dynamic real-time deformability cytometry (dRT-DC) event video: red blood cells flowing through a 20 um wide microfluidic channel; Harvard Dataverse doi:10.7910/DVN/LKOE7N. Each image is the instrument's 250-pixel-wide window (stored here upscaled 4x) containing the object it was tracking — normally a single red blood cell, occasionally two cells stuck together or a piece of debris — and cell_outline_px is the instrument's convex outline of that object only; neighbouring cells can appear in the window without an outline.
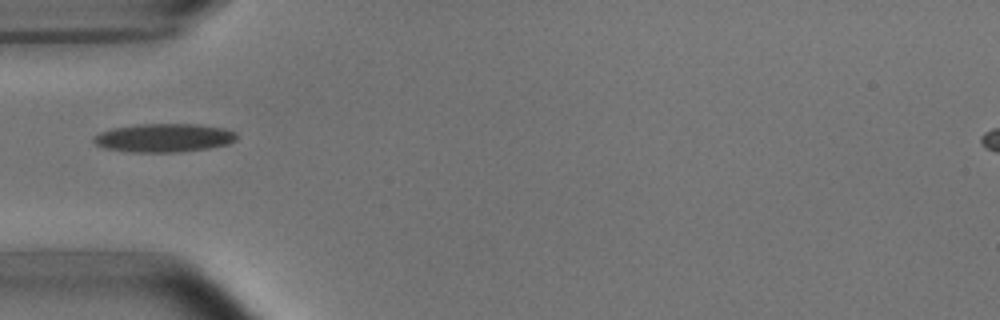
{"species": "common noctule bat (a hibernating species)", "species_latin": "Nyctalus noctula", "temperature_condition": "room temperature", "stored_images_in_passage": 4, "camera_frame_rate_fps": 3000, "um_per_image_px": 0.085, "animal": {"sex": "male", "body_mass_g": 15.6}, "frame": {"image": 1, "passage_image": 1, "time_ms": 0.0, "image_size_px": [1000, 320], "cell_outline_px": [[236, 140], [228, 144], [208, 148], [180, 152], [132, 152], [104, 148], [96, 144], [92, 140], [92, 136], [100, 132], [112, 128], [140, 124], [196, 124], [224, 128], [236, 132]], "centroid_in_image_um": [13.92, 11.71], "position_along_channel_um": 71.1, "area_um2": 23.81}}
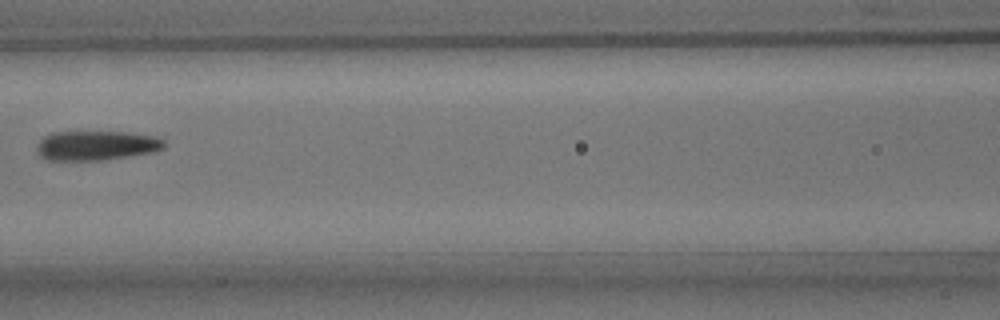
{"frame": {"image": 2, "passage_image": 3, "time_ms": 2.333, "image_size_px": [1000, 320], "cell_outline_px": [[164, 148], [152, 152], [100, 160], [44, 160], [36, 152], [36, 148], [40, 140], [44, 136], [52, 132], [128, 132], [156, 136], [164, 140]], "centroid_in_image_um": [8.15, 12.36], "position_along_channel_um": 158.5, "area_um2": 21.91}}
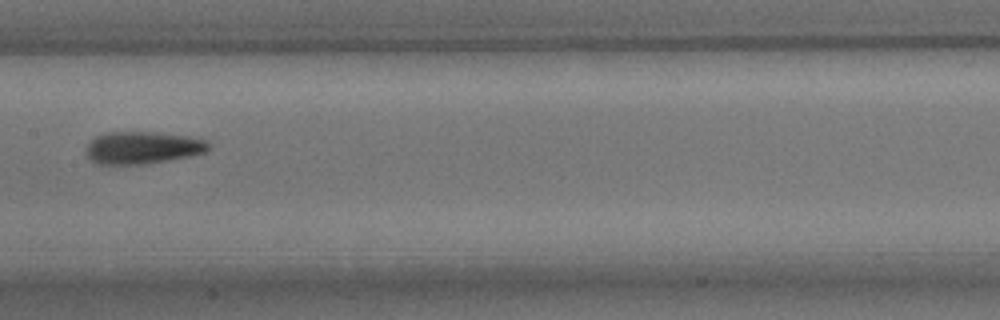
{"frame": {"image": 3, "passage_image": 4, "time_ms": 3.333, "image_size_px": [1000, 320], "cell_outline_px": [[208, 148], [204, 152], [188, 156], [140, 164], [100, 164], [92, 160], [88, 156], [88, 144], [96, 136], [108, 132], [160, 132], [188, 136], [204, 140], [208, 144]], "centroid_in_image_um": [12.11, 12.53], "position_along_channel_um": 195.3, "area_um2": 22.48}}